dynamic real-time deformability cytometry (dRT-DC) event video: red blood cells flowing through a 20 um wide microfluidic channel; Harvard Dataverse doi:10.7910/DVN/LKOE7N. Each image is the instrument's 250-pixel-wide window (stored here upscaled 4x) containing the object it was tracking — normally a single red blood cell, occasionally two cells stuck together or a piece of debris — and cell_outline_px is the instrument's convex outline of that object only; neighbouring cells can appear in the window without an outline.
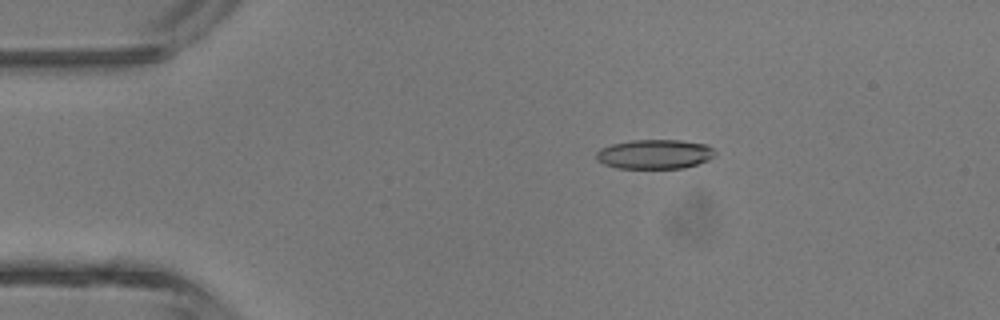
{"species": "common noctule bat (a hibernating species)", "species_latin": "Nyctalus noctula", "temperature_condition": "room temperature", "stored_images_in_passage": 5, "camera_frame_rate_fps": 3000, "um_per_image_px": 0.085, "animal": {"sex": "male", "body_mass_g": 13.3}, "frame": {"image": 1, "passage_image": 3, "time_ms": 2.333, "image_size_px": [1000, 320], "cell_outline_px": [[716, 156], [708, 160], [684, 168], [616, 168], [604, 164], [596, 160], [596, 152], [600, 148], [612, 144], [632, 140], [680, 140], [708, 144], [716, 152]], "centroid_in_image_um": [55.66, 13.1], "position_along_channel_um": 29.3, "area_um2": 20.52}}
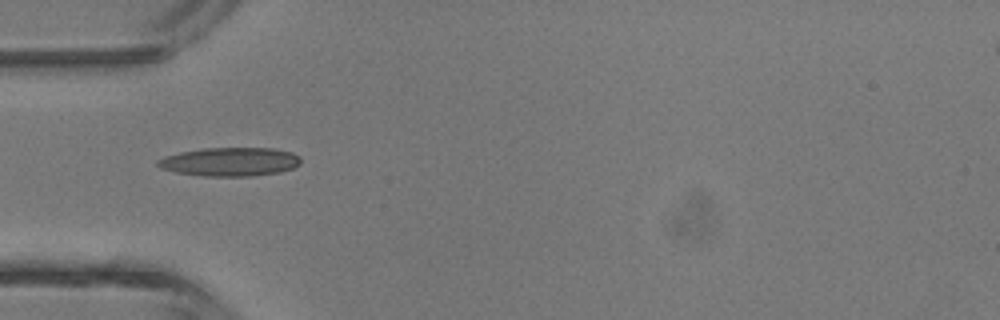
{"frame": {"image": 2, "passage_image": 5, "time_ms": 4.333, "image_size_px": [1000, 320], "cell_outline_px": [[300, 164], [292, 168], [280, 172], [252, 176], [204, 176], [176, 172], [160, 168], [156, 164], [156, 160], [164, 156], [180, 152], [204, 148], [272, 148], [292, 152], [300, 156]], "centroid_in_image_um": [19.54, 13.75], "position_along_channel_um": 65.5, "area_um2": 23.99}}